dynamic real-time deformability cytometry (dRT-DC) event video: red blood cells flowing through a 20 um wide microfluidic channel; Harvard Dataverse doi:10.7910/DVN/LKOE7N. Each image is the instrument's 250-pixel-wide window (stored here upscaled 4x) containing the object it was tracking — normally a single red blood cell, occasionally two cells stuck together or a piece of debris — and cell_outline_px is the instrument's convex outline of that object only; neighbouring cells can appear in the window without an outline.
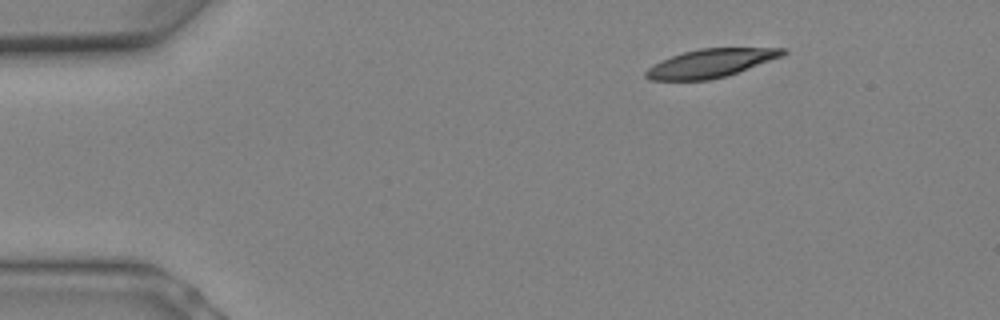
{"species": "Egyptian fruit bat (a non-hibernating species)", "species_latin": "Rousettus aegyptiacus", "temperature_condition": "warm", "stored_images_in_passage": 6, "camera_frame_rate_fps": 3000, "um_per_image_px": 0.085, "animal": {"sex": "female"}, "frame": {"image": 1, "passage_image": 1, "time_ms": 0.0, "image_size_px": [1000, 320], "cell_outline_px": [[788, 52], [780, 56], [736, 72], [724, 76], [708, 80], [648, 80], [644, 76], [644, 72], [648, 68], [672, 56], [684, 52], [700, 48], [788, 48]], "centroid_in_image_um": [60.37, 5.37], "position_along_channel_um": 24.6, "area_um2": 22.08}}
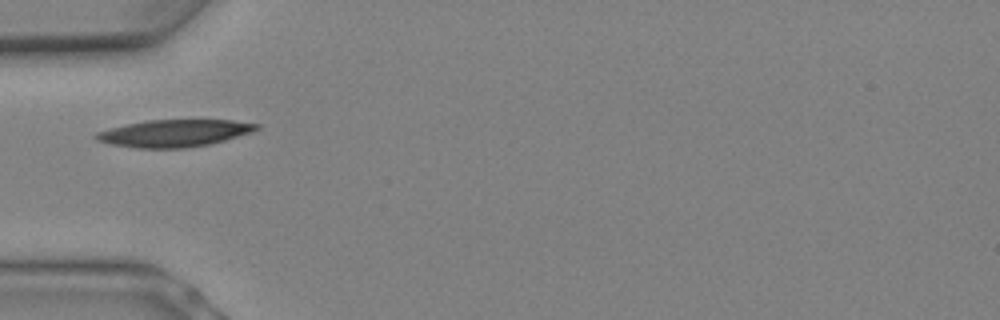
{"frame": {"image": 2, "passage_image": 5, "time_ms": 1.333, "image_size_px": [1000, 320], "cell_outline_px": [[260, 128], [252, 132], [224, 140], [208, 144], [188, 148], [136, 148], [112, 144], [96, 140], [92, 136], [96, 132], [128, 124], [148, 120], [232, 120], [260, 124]], "centroid_in_image_um": [14.82, 11.32], "position_along_channel_um": 70.2, "area_um2": 25.26}}